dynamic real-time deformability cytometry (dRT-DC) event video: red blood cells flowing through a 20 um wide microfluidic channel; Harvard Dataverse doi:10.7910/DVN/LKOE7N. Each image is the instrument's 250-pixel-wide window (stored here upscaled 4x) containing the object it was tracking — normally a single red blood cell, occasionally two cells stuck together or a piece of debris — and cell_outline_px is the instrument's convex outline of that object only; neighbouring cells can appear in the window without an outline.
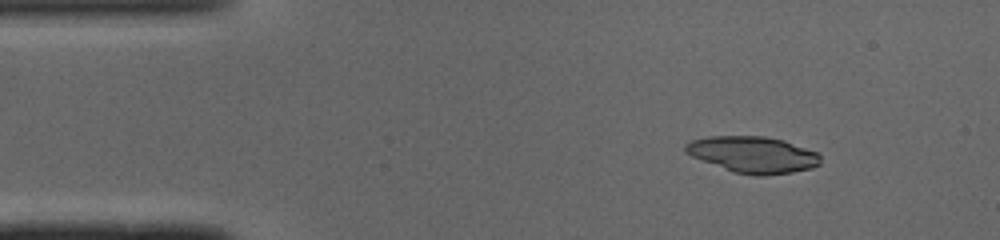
{"species": "common noctule bat (a hibernating species)", "species_latin": "Nyctalus noctula", "temperature_condition": "cold", "stored_images_in_passage": 43, "camera_frame_rate_fps": 3000, "um_per_image_px": 0.085, "animal": {"sex": "male", "body_mass_g": 19.0, "forearm_length_mm": 50.8}, "frame": {"image": 1, "passage_image": 1, "time_ms": 0.0, "image_size_px": [1000, 240], "cell_outline_px": [[820, 164], [812, 168], [792, 172], [764, 176], [756, 176], [732, 172], [692, 156], [684, 152], [684, 144], [692, 140], [708, 136], [764, 136], [784, 140], [816, 152], [820, 156]], "centroid_in_image_um": [63.98, 13.14], "position_along_channel_um": 21.0, "area_um2": 28.67}}